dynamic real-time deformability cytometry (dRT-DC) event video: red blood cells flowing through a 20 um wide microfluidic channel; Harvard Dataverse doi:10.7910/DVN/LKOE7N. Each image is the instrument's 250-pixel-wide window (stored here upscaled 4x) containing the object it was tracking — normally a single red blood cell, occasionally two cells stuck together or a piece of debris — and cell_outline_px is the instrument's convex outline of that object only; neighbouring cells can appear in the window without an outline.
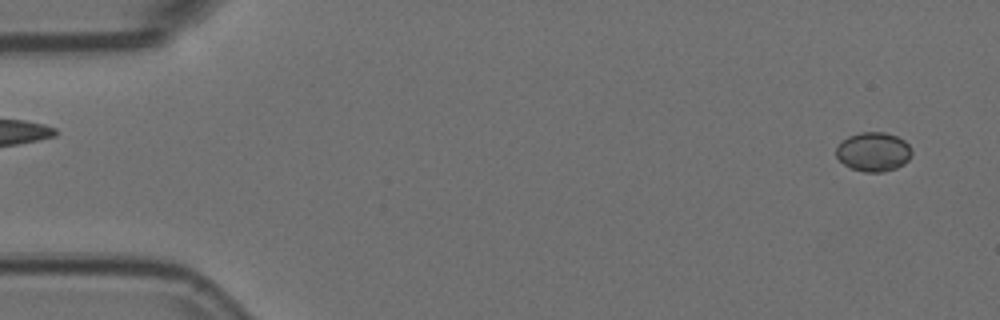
{"species": "Egyptian fruit bat (a non-hibernating species)", "species_latin": "Rousettus aegyptiacus", "temperature_condition": "room temperature", "stored_images_in_passage": 53, "segment_of_instrument_passage": [1, 2], "camera_frame_rate_fps": 3000, "um_per_image_px": 0.085, "animal": {"sex": "female"}, "frame": {"image": 1, "passage_image": 3, "time_ms": 0.667, "image_size_px": [1000, 320], "cell_outline_px": [[912, 156], [904, 164], [896, 168], [884, 172], [864, 172], [852, 168], [844, 164], [836, 156], [836, 148], [840, 140], [848, 136], [860, 132], [884, 132], [896, 136], [904, 140], [912, 148]], "centroid_in_image_um": [74.24, 12.9], "position_along_channel_um": 10.8, "area_um2": 17.46}}
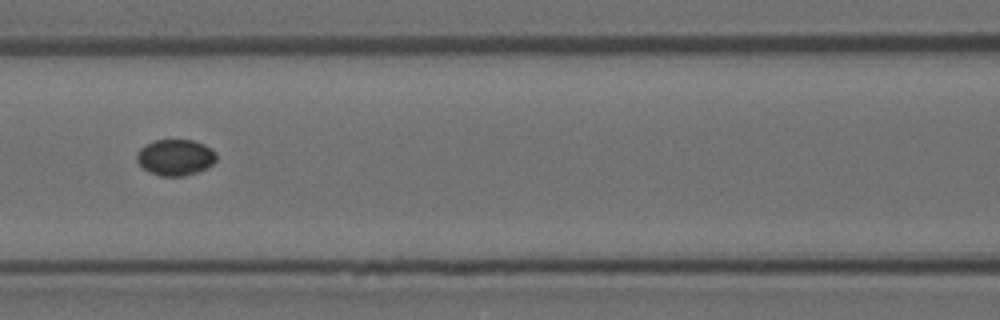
{"frame": {"image": 2, "passage_image": 24, "time_ms": 7.667, "image_size_px": [1000, 320], "cell_outline_px": [[216, 160], [208, 168], [184, 176], [160, 176], [144, 168], [136, 160], [136, 152], [144, 144], [152, 140], [192, 140], [204, 144], [212, 148], [216, 152]], "centroid_in_image_um": [14.91, 13.36], "position_along_channel_um": 151.7, "area_um2": 16.88}}
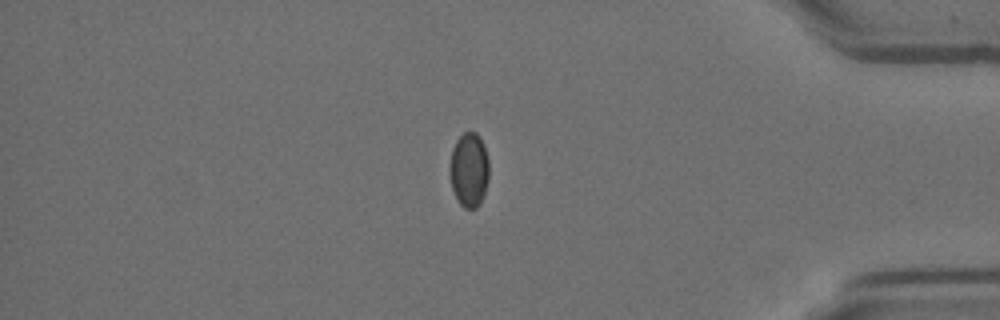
{"frame": {"image": 3, "passage_image": 46, "time_ms": 15.0, "image_size_px": [1000, 320], "cell_outline_px": [[488, 180], [480, 204], [476, 208], [464, 208], [460, 204], [452, 188], [448, 172], [448, 168], [452, 148], [456, 140], [464, 132], [476, 132], [480, 136], [484, 144], [488, 160]], "centroid_in_image_um": [39.85, 14.41], "position_along_channel_um": 395.4, "area_um2": 17.22}}